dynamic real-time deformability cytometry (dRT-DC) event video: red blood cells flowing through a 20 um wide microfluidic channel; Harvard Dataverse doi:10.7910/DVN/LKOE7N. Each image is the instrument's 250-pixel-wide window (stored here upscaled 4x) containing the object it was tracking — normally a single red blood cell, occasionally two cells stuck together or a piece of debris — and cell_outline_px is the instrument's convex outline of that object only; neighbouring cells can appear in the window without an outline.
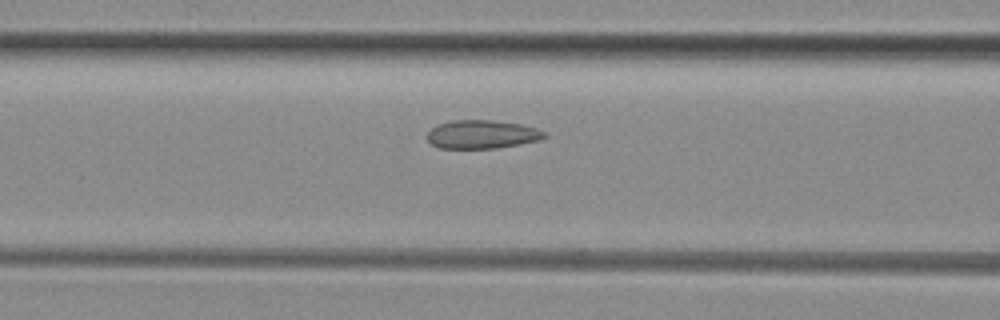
{"species": "common noctule bat (a hibernating species)", "species_latin": "Nyctalus noctula", "temperature_condition": "room temperature", "stored_images_in_passage": 41, "camera_frame_rate_fps": 3000, "um_per_image_px": 0.085, "animal": {"sex": "female", "body_mass_g": 29.2, "forearm_length_mm": 56.3}, "frame": {"image": 1, "passage_image": 11, "time_ms": 3.333, "image_size_px": [1000, 320], "cell_outline_px": [[548, 136], [540, 140], [520, 144], [496, 148], [440, 148], [432, 144], [424, 136], [432, 128], [440, 124], [452, 120], [492, 120], [520, 124], [536, 128], [548, 132]], "centroid_in_image_um": [41.0, 11.42], "position_along_channel_um": 125.6, "area_um2": 19.54}}
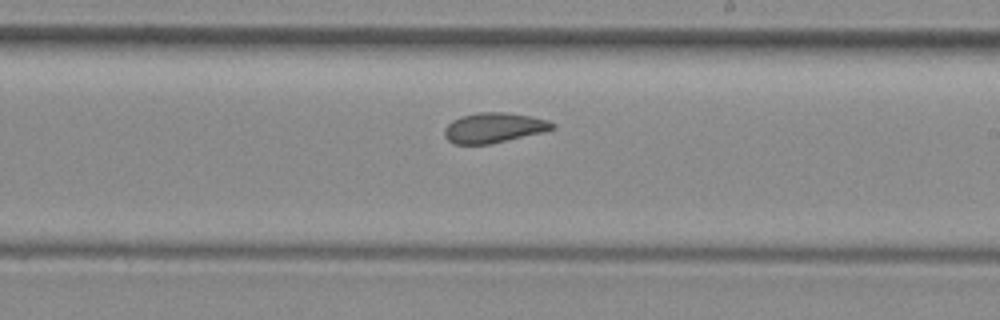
{"frame": {"image": 2, "passage_image": 20, "time_ms": 6.333, "image_size_px": [1000, 320], "cell_outline_px": [[556, 128], [540, 132], [488, 144], [452, 144], [444, 136], [444, 128], [452, 120], [460, 116], [476, 112], [504, 112], [528, 116], [548, 120], [556, 124]], "centroid_in_image_um": [41.92, 10.85], "position_along_channel_um": 247.1, "area_um2": 18.73}}
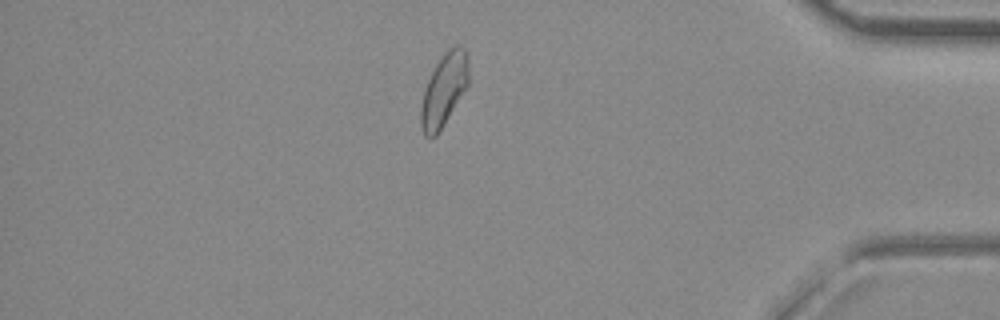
{"frame": {"image": 3, "passage_image": 34, "time_ms": 11.0, "image_size_px": [1000, 320], "cell_outline_px": [[468, 84], [436, 136], [424, 136], [420, 128], [420, 108], [424, 92], [428, 80], [436, 64], [444, 52], [448, 48], [456, 44], [460, 44], [464, 48], [468, 56]], "centroid_in_image_um": [37.73, 7.6], "position_along_channel_um": 397.5, "area_um2": 19.94}, "authors_computed_cell_mechanics": {"area_um2": 19.4786, "velocity_mm_per_s": 4.0531, "shape_relaxation_time_tau1_ms": null, "shape_relaxation_time_tau2_ms": 1.3641, "deformation_change_tau1": null, "deformation_change_tau2": 0.0673}}